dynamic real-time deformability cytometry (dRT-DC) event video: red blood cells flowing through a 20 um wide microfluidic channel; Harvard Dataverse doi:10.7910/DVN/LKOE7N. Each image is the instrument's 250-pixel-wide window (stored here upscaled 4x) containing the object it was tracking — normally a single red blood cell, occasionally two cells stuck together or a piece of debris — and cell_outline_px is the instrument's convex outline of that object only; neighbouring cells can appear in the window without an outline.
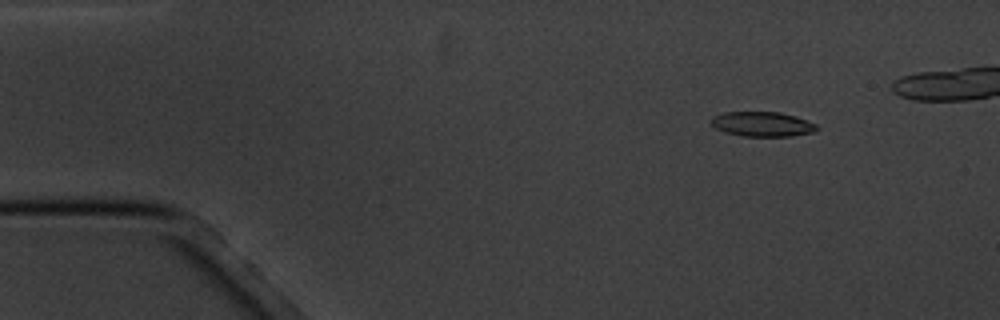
{"species": "common noctule bat (a hibernating species)", "species_latin": "Nyctalus noctula", "temperature_condition": "cold", "stored_images_in_passage": 5, "camera_frame_rate_fps": 3000, "um_per_image_px": 0.085, "animal": {"sex": "male", "body_mass_g": 20.1, "forearm_length_mm": 53.5}, "frame": {"image": 1, "passage_image": 2, "time_ms": 2.0, "image_size_px": [1000, 320], "cell_outline_px": [[820, 128], [816, 132], [788, 136], [744, 136], [724, 132], [716, 128], [712, 124], [712, 116], [724, 112], [780, 112], [796, 116], [816, 124]], "centroid_in_image_um": [64.83, 10.55], "position_along_channel_um": 20.2, "area_um2": 15.26}}